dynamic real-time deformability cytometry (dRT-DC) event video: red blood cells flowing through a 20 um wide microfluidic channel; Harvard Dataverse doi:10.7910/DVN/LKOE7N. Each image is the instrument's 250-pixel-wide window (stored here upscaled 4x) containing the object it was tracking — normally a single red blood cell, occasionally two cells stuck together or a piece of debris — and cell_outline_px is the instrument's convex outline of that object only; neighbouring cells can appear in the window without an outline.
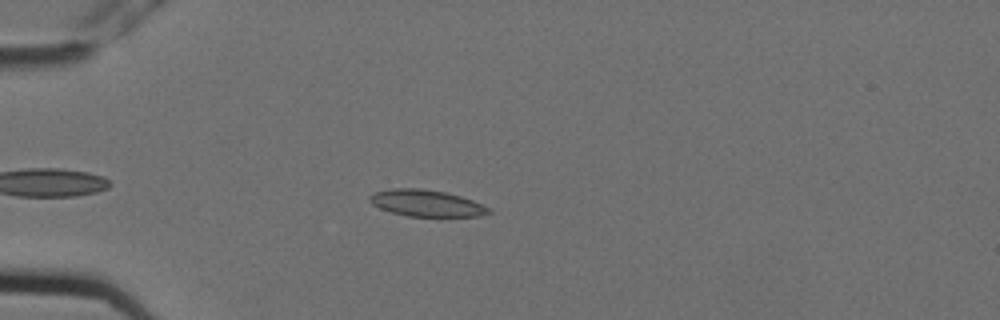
{"species": "Egyptian fruit bat (a non-hibernating species)", "species_latin": "Rousettus aegyptiacus", "temperature_condition": "cold", "stored_images_in_passage": 7, "camera_frame_rate_fps": 3000, "um_per_image_px": 0.085, "animal": {"sex": "female"}, "frame": {"image": 1, "passage_image": 4, "time_ms": 1.0, "image_size_px": [1000, 320], "cell_outline_px": [[492, 212], [480, 216], [408, 216], [392, 212], [380, 208], [372, 204], [368, 200], [368, 196], [376, 192], [392, 188], [420, 188], [444, 192], [460, 196], [472, 200], [492, 208]], "centroid_in_image_um": [36.26, 17.27], "position_along_channel_um": 48.7, "area_um2": 18.38}}
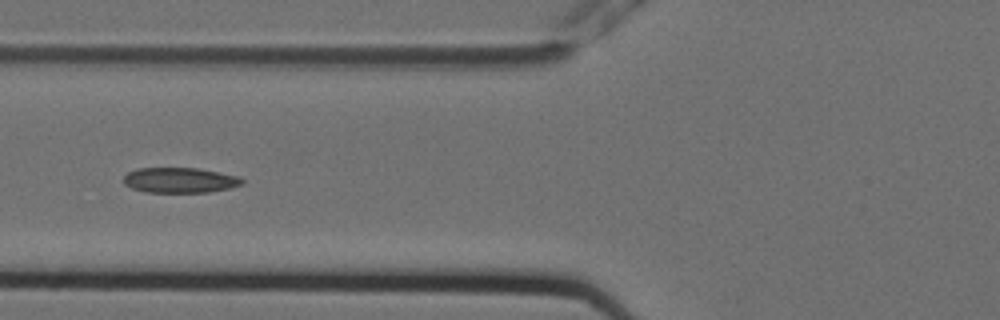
{"frame": {"image": 2, "passage_image": 6, "time_ms": 1.667, "image_size_px": [1000, 320], "cell_outline_px": [[244, 184], [228, 188], [208, 192], [144, 192], [132, 188], [124, 184], [124, 176], [128, 172], [136, 168], [196, 168], [236, 176], [244, 180]], "centroid_in_image_um": [15.24, 15.32], "position_along_channel_um": 110.6, "area_um2": 17.28}}
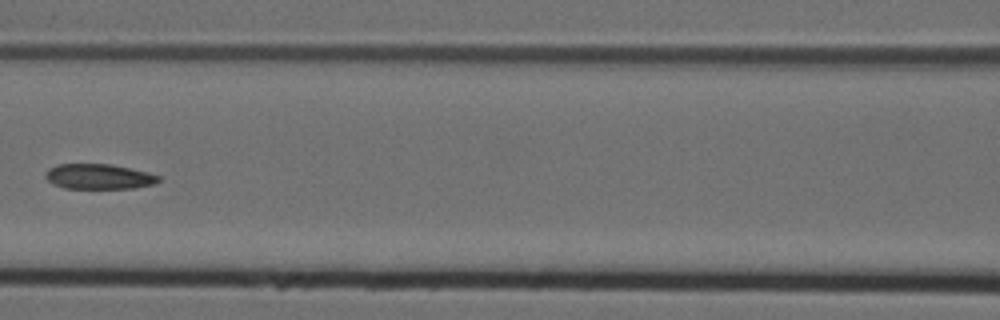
{"frame": {"image": 3, "passage_image": 7, "time_ms": 2.0, "image_size_px": [1000, 320], "cell_outline_px": [[160, 180], [156, 184], [132, 188], [64, 188], [52, 184], [44, 176], [44, 172], [48, 168], [56, 164], [112, 164], [148, 172], [160, 176]], "centroid_in_image_um": [8.38, 15.0], "position_along_channel_um": 158.2, "area_um2": 16.76}}